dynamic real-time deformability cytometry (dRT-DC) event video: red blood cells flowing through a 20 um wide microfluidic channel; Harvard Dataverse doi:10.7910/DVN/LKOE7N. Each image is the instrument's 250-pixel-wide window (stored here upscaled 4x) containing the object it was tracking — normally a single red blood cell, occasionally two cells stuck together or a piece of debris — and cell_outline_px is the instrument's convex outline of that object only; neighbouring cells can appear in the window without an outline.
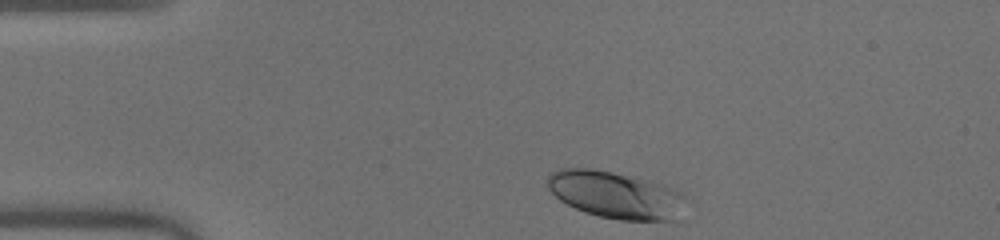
{"species": "human", "species_latin": "Homo sapiens", "temperature_condition": "warm", "stored_images_in_passage": 36, "camera_frame_rate_fps": 3000, "um_per_image_px": 0.085, "donor": {"sex": "male"}, "frame": {"image": 1, "passage_image": 1, "time_ms": 0.0, "image_size_px": [1000, 240], "cell_outline_px": [[684, 196], [672, 220], [620, 220], [600, 216], [584, 212], [560, 200], [548, 188], [548, 176], [552, 172], [560, 168], [592, 168], [612, 172], [664, 184], [672, 188]], "centroid_in_image_um": [52.22, 16.54], "position_along_channel_um": 32.8, "area_um2": 36.93}}
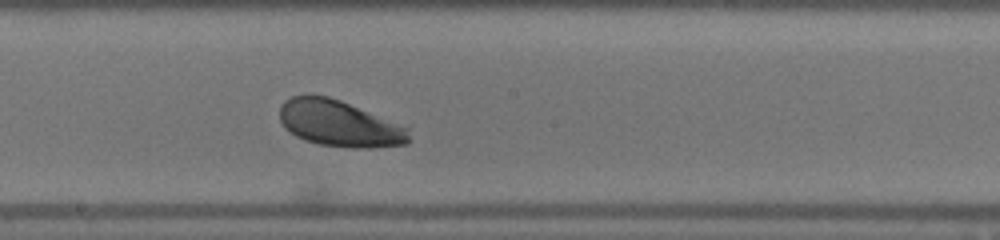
{"frame": {"image": 2, "passage_image": 19, "time_ms": 6.0, "image_size_px": [1000, 240], "cell_outline_px": [[412, 124], [408, 144], [372, 148], [352, 148], [320, 144], [304, 140], [296, 136], [284, 128], [280, 120], [280, 108], [284, 100], [292, 96], [308, 92], [328, 96]], "centroid_in_image_um": [28.96, 10.47], "position_along_channel_um": 219.2, "area_um2": 36.53}}
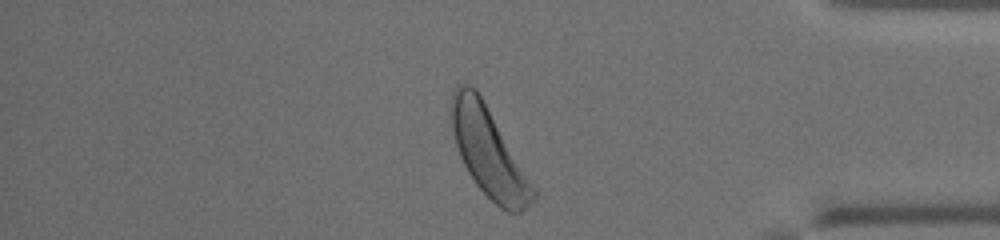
{"frame": {"image": 3, "passage_image": 34, "time_ms": 11.0, "image_size_px": [1000, 240], "cell_outline_px": [[536, 196], [520, 212], [508, 212], [500, 208], [476, 184], [468, 172], [460, 156], [456, 144], [452, 128], [448, 108], [452, 92], [456, 84], [468, 84], [476, 88], [536, 188]], "centroid_in_image_um": [41.5, 12.88], "position_along_channel_um": 393.7, "area_um2": 42.02}, "authors_computed_cell_mechanics": {"area_um2": 35.6915, "velocity_mm_per_s": 3.9947, "shape_relaxation_time_tau1_ms": 1.8561, "shape_relaxation_time_tau2_ms": null, "deformation_change_tau1": 0.1174, "deformation_change_tau2": null}}